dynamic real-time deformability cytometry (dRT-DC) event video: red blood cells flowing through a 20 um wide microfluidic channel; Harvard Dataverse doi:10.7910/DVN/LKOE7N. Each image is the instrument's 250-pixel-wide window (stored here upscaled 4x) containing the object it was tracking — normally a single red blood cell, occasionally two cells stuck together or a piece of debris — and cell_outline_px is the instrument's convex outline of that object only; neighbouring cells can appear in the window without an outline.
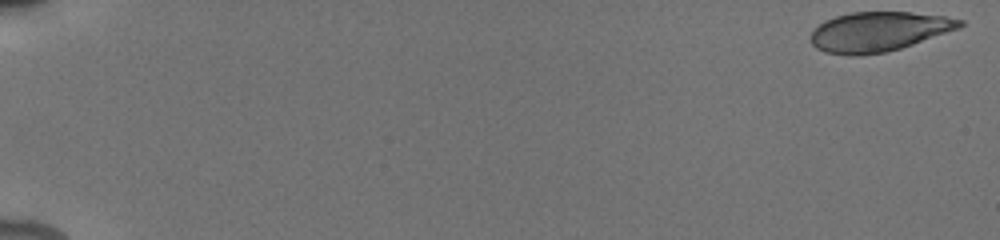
{"species": "human", "species_latin": "Homo sapiens", "temperature_condition": "cold", "stored_images_in_passage": 37, "camera_frame_rate_fps": 3000, "um_per_image_px": 0.085, "donor": {"sex": "male"}, "frame": {"image": 1, "passage_image": 1, "time_ms": 0.0, "image_size_px": [1000, 240], "cell_outline_px": [[964, 24], [960, 28], [900, 48], [884, 52], [860, 56], [848, 56], [824, 52], [816, 48], [812, 44], [812, 32], [824, 20], [836, 16], [852, 12], [912, 12], [944, 16], [964, 20]], "centroid_in_image_um": [74.68, 2.69], "position_along_channel_um": 10.3, "area_um2": 34.33}}
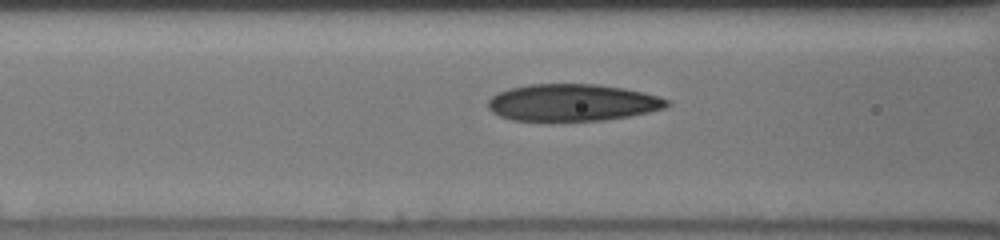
{"frame": {"image": 2, "passage_image": 23, "time_ms": 7.667, "image_size_px": [1000, 240], "cell_outline_px": [[672, 104], [664, 108], [648, 112], [628, 116], [604, 120], [512, 120], [500, 116], [492, 112], [488, 108], [488, 100], [492, 96], [508, 88], [528, 84], [596, 84], [624, 88], [644, 92], [668, 100]], "centroid_in_image_um": [48.65, 8.71], "position_along_channel_um": 118.0, "area_um2": 38.38}}
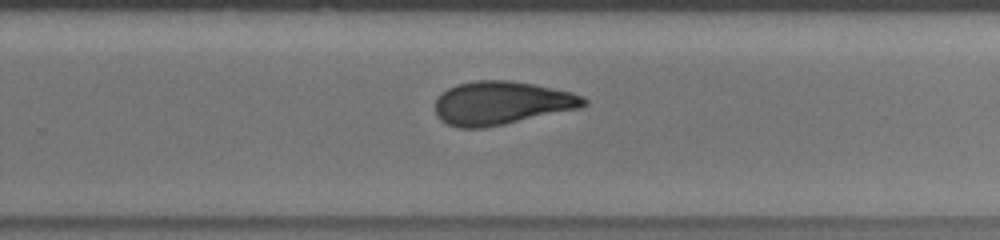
{"frame": {"image": 3, "passage_image": 37, "time_ms": 12.0, "image_size_px": [1000, 240], "cell_outline_px": [[588, 104], [580, 108], [504, 124], [480, 128], [460, 128], [448, 124], [440, 120], [436, 116], [436, 100], [448, 88], [456, 84], [476, 80], [512, 80], [536, 84], [572, 92], [584, 96], [588, 100]], "centroid_in_image_um": [42.66, 8.74], "position_along_channel_um": 287.1, "area_um2": 37.69}}